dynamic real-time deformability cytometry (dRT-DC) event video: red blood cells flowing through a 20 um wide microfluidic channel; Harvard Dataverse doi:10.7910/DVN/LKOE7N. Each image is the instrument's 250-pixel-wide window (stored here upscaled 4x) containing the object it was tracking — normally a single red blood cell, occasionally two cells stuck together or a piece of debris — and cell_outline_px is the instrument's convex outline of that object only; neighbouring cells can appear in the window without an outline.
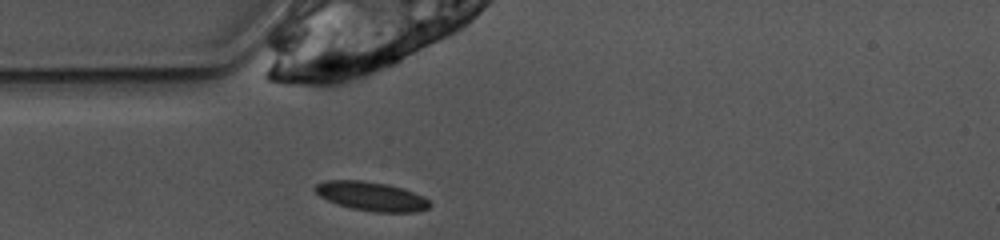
{"species": "common noctule bat (a hibernating species)", "species_latin": "Nyctalus noctula", "temperature_condition": "warm", "stored_images_in_passage": 39, "camera_frame_rate_fps": 3000, "um_per_image_px": 0.085, "animal": {"sex": "female", "body_mass_g": 10.0, "forearm_length_mm": 53.1}, "frame": {"image": 1, "passage_image": 1, "time_ms": 0.0, "image_size_px": [1000, 240], "cell_outline_px": [[432, 204], [428, 208], [416, 212], [376, 212], [352, 208], [336, 204], [320, 196], [312, 188], [316, 184], [324, 180], [360, 180], [388, 184], [404, 188], [424, 196]], "centroid_in_image_um": [31.57, 16.67], "position_along_channel_um": 53.4, "area_um2": 19.54}}
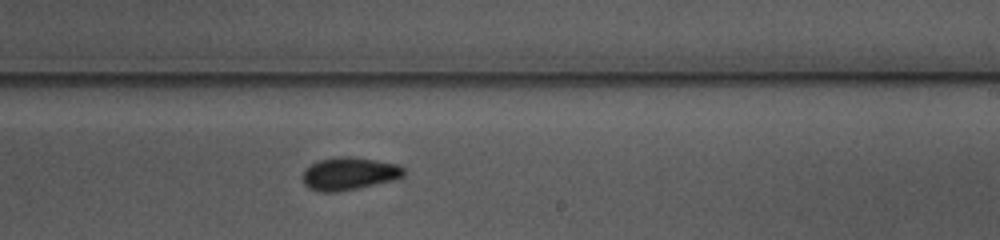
{"frame": {"image": 2, "passage_image": 17, "time_ms": 5.333, "image_size_px": [1000, 240], "cell_outline_px": [[404, 176], [392, 180], [356, 188], [336, 192], [320, 192], [308, 188], [304, 184], [304, 172], [312, 164], [320, 160], [336, 156], [348, 156], [400, 164], [404, 168]], "centroid_in_image_um": [29.69, 14.75], "position_along_channel_um": 259.3, "area_um2": 19.02}}
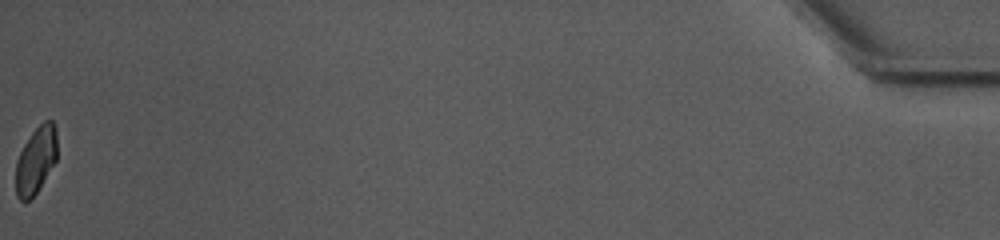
{"frame": {"image": 3, "passage_image": 39, "time_ms": 12.667, "image_size_px": [1000, 240], "cell_outline_px": [[56, 160], [36, 192], [28, 200], [20, 200], [16, 196], [16, 160], [24, 144], [32, 132], [44, 120], [52, 120], [56, 128]], "centroid_in_image_um": [3.04, 13.58], "position_along_channel_um": 432.2, "area_um2": 15.84}, "authors_computed_cell_mechanics": {"area_um2": 17.8602, "velocity_mm_per_s": 3.8724, "shape_relaxation_time_tau1_ms": 2.9917, "shape_relaxation_time_tau2_ms": 2.3619, "deformation_change_tau1": 0.1295, "deformation_change_tau2": 0.0709}}